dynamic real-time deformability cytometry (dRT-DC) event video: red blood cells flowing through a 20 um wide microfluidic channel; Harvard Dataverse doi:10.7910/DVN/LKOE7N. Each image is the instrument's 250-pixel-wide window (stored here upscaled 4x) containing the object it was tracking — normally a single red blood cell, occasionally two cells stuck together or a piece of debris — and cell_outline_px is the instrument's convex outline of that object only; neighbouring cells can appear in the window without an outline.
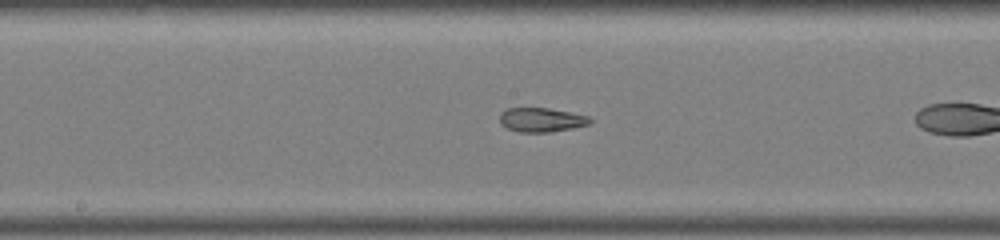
{"species": "common noctule bat (a hibernating species)", "species_latin": "Nyctalus noctula", "temperature_condition": "warm", "stored_images_in_passage": 32, "camera_frame_rate_fps": 3000, "um_per_image_px": 0.085, "animal": {"sex": "male", "body_mass_g": 19.0, "forearm_length_mm": 50.8}, "frame": {"image": 1, "passage_image": 19, "time_ms": 6.0, "image_size_px": [1000, 240], "cell_outline_px": [[592, 120], [588, 124], [572, 128], [552, 132], [520, 132], [508, 128], [500, 124], [500, 112], [508, 108], [548, 108], [588, 116]], "centroid_in_image_um": [45.99, 10.19], "position_along_channel_um": 202.2, "area_um2": 12.6}}
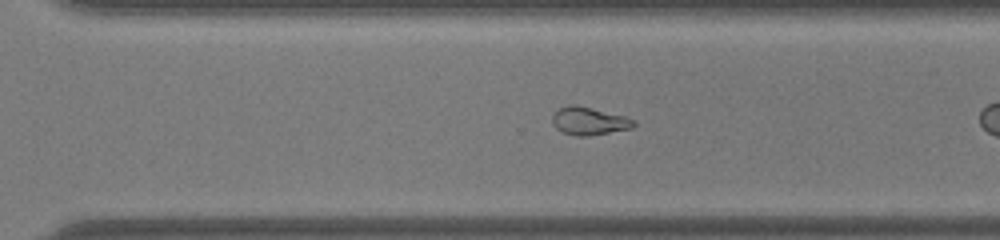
{"frame": {"image": 2, "passage_image": 28, "time_ms": 9.0, "image_size_px": [1000, 240], "cell_outline_px": [[636, 124], [632, 128], [588, 136], [576, 136], [560, 132], [552, 124], [552, 112], [556, 108], [568, 104], [576, 104], [624, 116], [636, 120]], "centroid_in_image_um": [50.01, 10.27], "position_along_channel_um": 320.6, "area_um2": 13.53}}